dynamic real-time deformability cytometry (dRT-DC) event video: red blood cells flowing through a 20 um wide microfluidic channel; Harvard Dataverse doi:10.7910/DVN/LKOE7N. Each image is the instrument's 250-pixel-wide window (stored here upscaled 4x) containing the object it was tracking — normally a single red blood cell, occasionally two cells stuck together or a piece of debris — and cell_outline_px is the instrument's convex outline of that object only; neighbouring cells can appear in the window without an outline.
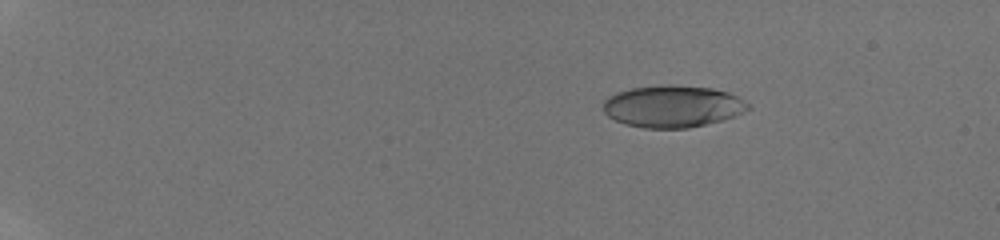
{"species": "human", "species_latin": "Homo sapiens", "temperature_condition": "room temperature", "stored_images_in_passage": 26, "camera_frame_rate_fps": 3000, "um_per_image_px": 0.085, "donor": {"sex": "male"}, "frame": {"image": 1, "passage_image": 9, "time_ms": 3.333, "image_size_px": [1000, 240], "cell_outline_px": [[752, 108], [736, 116], [688, 128], [644, 128], [624, 124], [608, 116], [604, 112], [604, 100], [608, 96], [616, 92], [632, 88], [664, 84], [676, 84], [712, 88], [728, 92], [744, 100]], "centroid_in_image_um": [57.17, 9.03], "position_along_channel_um": 27.8, "area_um2": 35.6}}
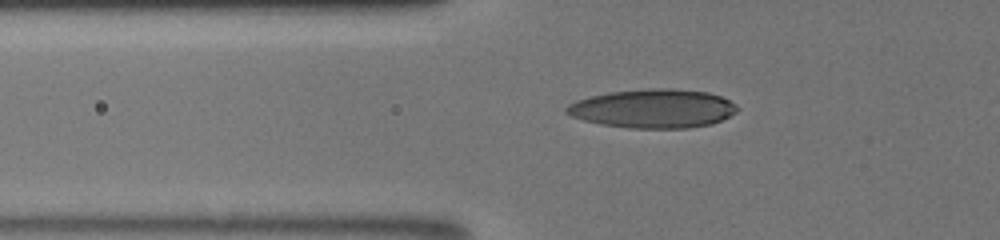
{"frame": {"image": 2, "passage_image": 19, "time_ms": 7.333, "image_size_px": [1000, 240], "cell_outline_px": [[740, 108], [736, 112], [712, 124], [688, 128], [628, 128], [600, 124], [584, 120], [572, 116], [564, 112], [564, 108], [568, 104], [576, 100], [592, 96], [612, 92], [648, 88], [672, 88], [708, 92], [720, 96], [736, 104]], "centroid_in_image_um": [55.51, 9.23], "position_along_channel_um": 70.3, "area_um2": 38.67}}
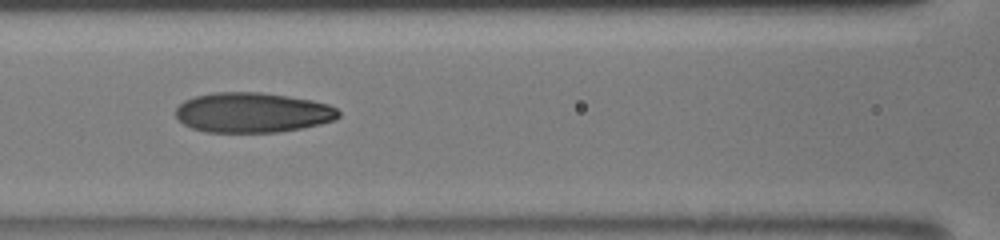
{"frame": {"image": 3, "passage_image": 24, "time_ms": 9.333, "image_size_px": [1000, 240], "cell_outline_px": [[340, 116], [336, 120], [304, 128], [276, 132], [204, 132], [192, 128], [184, 124], [176, 116], [176, 108], [184, 100], [196, 96], [212, 92], [260, 92], [288, 96], [312, 100], [328, 104], [336, 108], [340, 112]], "centroid_in_image_um": [21.48, 9.57], "position_along_channel_um": 145.1, "area_um2": 38.15}}